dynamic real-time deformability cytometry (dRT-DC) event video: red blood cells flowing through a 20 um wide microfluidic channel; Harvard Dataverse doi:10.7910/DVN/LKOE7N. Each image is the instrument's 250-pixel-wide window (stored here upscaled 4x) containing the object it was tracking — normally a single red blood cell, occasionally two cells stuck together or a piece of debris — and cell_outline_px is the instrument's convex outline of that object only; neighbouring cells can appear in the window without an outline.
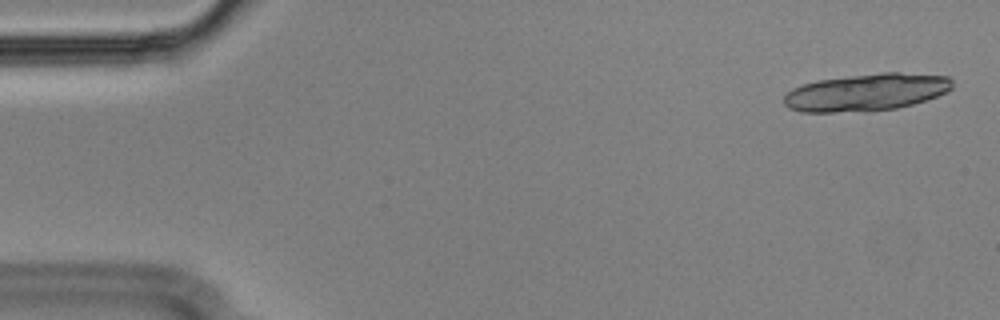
{"species": "Egyptian fruit bat (a non-hibernating species)", "species_latin": "Rousettus aegyptiacus", "temperature_condition": "cold", "stored_images_in_passage": 18, "camera_frame_rate_fps": 3000, "um_per_image_px": 0.085, "animal": {"sex": "male"}, "frame": {"image": 1, "passage_image": 2, "time_ms": 0.333, "image_size_px": [1000, 320], "cell_outline_px": [[952, 88], [948, 92], [912, 104], [896, 108], [864, 112], [800, 112], [788, 108], [784, 104], [784, 96], [792, 88], [816, 80], [880, 72], [900, 72], [948, 76], [952, 80]], "centroid_in_image_um": [73.63, 7.84], "position_along_channel_um": 11.4, "area_um2": 36.82}}